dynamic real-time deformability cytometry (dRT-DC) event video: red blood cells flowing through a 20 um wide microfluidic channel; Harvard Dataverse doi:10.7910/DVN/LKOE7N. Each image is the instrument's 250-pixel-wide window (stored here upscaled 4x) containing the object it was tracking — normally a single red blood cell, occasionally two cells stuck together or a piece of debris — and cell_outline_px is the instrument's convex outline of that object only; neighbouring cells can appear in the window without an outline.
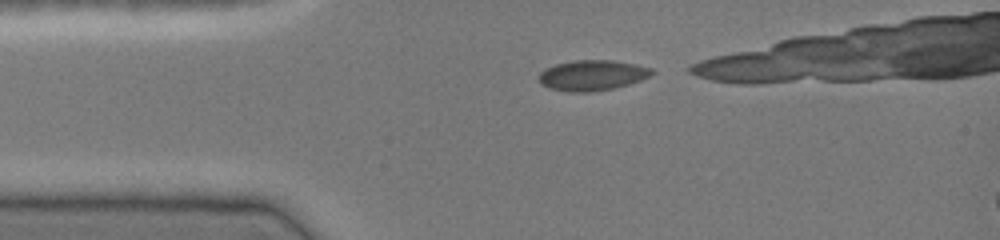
{"species": "common noctule bat (a hibernating species)", "species_latin": "Nyctalus noctula", "temperature_condition": "cold", "stored_images_in_passage": 3, "camera_frame_rate_fps": 3000, "um_per_image_px": 0.085, "animal": {"sex": "female", "body_mass_g": 19.0, "forearm_length_mm": 51.5}, "frame": {"image": 1, "passage_image": 1, "time_ms": 0.0, "image_size_px": [1000, 240], "cell_outline_px": [[656, 72], [640, 80], [616, 88], [588, 92], [568, 92], [548, 88], [540, 84], [536, 80], [540, 72], [544, 68], [556, 64], [576, 60], [612, 60], [636, 64], [652, 68]], "centroid_in_image_um": [50.29, 6.4], "position_along_channel_um": 34.7, "area_um2": 20.29}}